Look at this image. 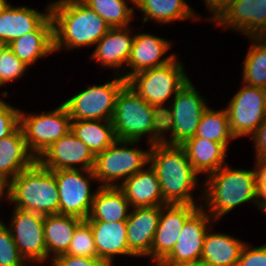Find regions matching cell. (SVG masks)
I'll list each match as a JSON object with an SVG mask.
<instances>
[{
	"mask_svg": "<svg viewBox=\"0 0 266 266\" xmlns=\"http://www.w3.org/2000/svg\"><path fill=\"white\" fill-rule=\"evenodd\" d=\"M54 52L96 44L110 29L109 24L84 2L59 0L50 5ZM56 24V25H55Z\"/></svg>",
	"mask_w": 266,
	"mask_h": 266,
	"instance_id": "cell-1",
	"label": "cell"
},
{
	"mask_svg": "<svg viewBox=\"0 0 266 266\" xmlns=\"http://www.w3.org/2000/svg\"><path fill=\"white\" fill-rule=\"evenodd\" d=\"M149 164L156 171L166 204L196 205L190 192L197 186L193 169L181 145L164 142L150 145Z\"/></svg>",
	"mask_w": 266,
	"mask_h": 266,
	"instance_id": "cell-2",
	"label": "cell"
},
{
	"mask_svg": "<svg viewBox=\"0 0 266 266\" xmlns=\"http://www.w3.org/2000/svg\"><path fill=\"white\" fill-rule=\"evenodd\" d=\"M111 121L119 140L139 141L147 133H150L151 145L164 139L162 112L140 97L128 84L118 94Z\"/></svg>",
	"mask_w": 266,
	"mask_h": 266,
	"instance_id": "cell-3",
	"label": "cell"
},
{
	"mask_svg": "<svg viewBox=\"0 0 266 266\" xmlns=\"http://www.w3.org/2000/svg\"><path fill=\"white\" fill-rule=\"evenodd\" d=\"M207 177L203 197L213 219L245 202L252 201L258 206L256 170L231 169L225 164Z\"/></svg>",
	"mask_w": 266,
	"mask_h": 266,
	"instance_id": "cell-4",
	"label": "cell"
},
{
	"mask_svg": "<svg viewBox=\"0 0 266 266\" xmlns=\"http://www.w3.org/2000/svg\"><path fill=\"white\" fill-rule=\"evenodd\" d=\"M10 202L15 208L46 216L59 214V194L55 171L37 161L10 181Z\"/></svg>",
	"mask_w": 266,
	"mask_h": 266,
	"instance_id": "cell-5",
	"label": "cell"
},
{
	"mask_svg": "<svg viewBox=\"0 0 266 266\" xmlns=\"http://www.w3.org/2000/svg\"><path fill=\"white\" fill-rule=\"evenodd\" d=\"M208 107L204 98L195 90L189 80L174 96L172 107L165 108L163 132H171V138L162 142L170 145H182L194 137L201 117Z\"/></svg>",
	"mask_w": 266,
	"mask_h": 266,
	"instance_id": "cell-6",
	"label": "cell"
},
{
	"mask_svg": "<svg viewBox=\"0 0 266 266\" xmlns=\"http://www.w3.org/2000/svg\"><path fill=\"white\" fill-rule=\"evenodd\" d=\"M189 81L183 65L176 58L170 63L146 69L130 76L126 82L140 97L161 112L164 102L174 95Z\"/></svg>",
	"mask_w": 266,
	"mask_h": 266,
	"instance_id": "cell-7",
	"label": "cell"
},
{
	"mask_svg": "<svg viewBox=\"0 0 266 266\" xmlns=\"http://www.w3.org/2000/svg\"><path fill=\"white\" fill-rule=\"evenodd\" d=\"M138 142L117 139L105 151L95 156L93 172L96 180L102 182L100 187H119L113 183L115 180L122 177L124 182L149 163L148 151L127 147V144L133 146ZM123 144L125 146L122 147Z\"/></svg>",
	"mask_w": 266,
	"mask_h": 266,
	"instance_id": "cell-8",
	"label": "cell"
},
{
	"mask_svg": "<svg viewBox=\"0 0 266 266\" xmlns=\"http://www.w3.org/2000/svg\"><path fill=\"white\" fill-rule=\"evenodd\" d=\"M20 128L36 159L54 142L71 131V118L62 103L52 112L26 115L20 111Z\"/></svg>",
	"mask_w": 266,
	"mask_h": 266,
	"instance_id": "cell-9",
	"label": "cell"
},
{
	"mask_svg": "<svg viewBox=\"0 0 266 266\" xmlns=\"http://www.w3.org/2000/svg\"><path fill=\"white\" fill-rule=\"evenodd\" d=\"M127 84L123 76L103 85H94L81 91L63 104L71 121L107 120L113 118L116 100L120 90Z\"/></svg>",
	"mask_w": 266,
	"mask_h": 266,
	"instance_id": "cell-10",
	"label": "cell"
},
{
	"mask_svg": "<svg viewBox=\"0 0 266 266\" xmlns=\"http://www.w3.org/2000/svg\"><path fill=\"white\" fill-rule=\"evenodd\" d=\"M79 169L55 170V178L59 194V214L70 215L86 220L90 214L95 197L90 193V179H96L93 170Z\"/></svg>",
	"mask_w": 266,
	"mask_h": 266,
	"instance_id": "cell-11",
	"label": "cell"
},
{
	"mask_svg": "<svg viewBox=\"0 0 266 266\" xmlns=\"http://www.w3.org/2000/svg\"><path fill=\"white\" fill-rule=\"evenodd\" d=\"M233 136H253L266 117L262 89L244 85L226 107Z\"/></svg>",
	"mask_w": 266,
	"mask_h": 266,
	"instance_id": "cell-12",
	"label": "cell"
},
{
	"mask_svg": "<svg viewBox=\"0 0 266 266\" xmlns=\"http://www.w3.org/2000/svg\"><path fill=\"white\" fill-rule=\"evenodd\" d=\"M10 229L20 255L36 263L47 258L44 237V216L36 212L15 208Z\"/></svg>",
	"mask_w": 266,
	"mask_h": 266,
	"instance_id": "cell-13",
	"label": "cell"
},
{
	"mask_svg": "<svg viewBox=\"0 0 266 266\" xmlns=\"http://www.w3.org/2000/svg\"><path fill=\"white\" fill-rule=\"evenodd\" d=\"M199 207L184 223L177 243L157 266H173L183 262L201 260L210 214Z\"/></svg>",
	"mask_w": 266,
	"mask_h": 266,
	"instance_id": "cell-14",
	"label": "cell"
},
{
	"mask_svg": "<svg viewBox=\"0 0 266 266\" xmlns=\"http://www.w3.org/2000/svg\"><path fill=\"white\" fill-rule=\"evenodd\" d=\"M37 162L51 171L82 169L93 170L95 156L72 131L52 143L38 158ZM74 164H82L76 168Z\"/></svg>",
	"mask_w": 266,
	"mask_h": 266,
	"instance_id": "cell-15",
	"label": "cell"
},
{
	"mask_svg": "<svg viewBox=\"0 0 266 266\" xmlns=\"http://www.w3.org/2000/svg\"><path fill=\"white\" fill-rule=\"evenodd\" d=\"M197 205L166 204L161 215L151 248V257L158 265L174 248L185 221L198 209Z\"/></svg>",
	"mask_w": 266,
	"mask_h": 266,
	"instance_id": "cell-16",
	"label": "cell"
},
{
	"mask_svg": "<svg viewBox=\"0 0 266 266\" xmlns=\"http://www.w3.org/2000/svg\"><path fill=\"white\" fill-rule=\"evenodd\" d=\"M248 37L266 36V0H236L215 20Z\"/></svg>",
	"mask_w": 266,
	"mask_h": 266,
	"instance_id": "cell-17",
	"label": "cell"
},
{
	"mask_svg": "<svg viewBox=\"0 0 266 266\" xmlns=\"http://www.w3.org/2000/svg\"><path fill=\"white\" fill-rule=\"evenodd\" d=\"M126 220L127 243L135 256H151L161 206L133 208Z\"/></svg>",
	"mask_w": 266,
	"mask_h": 266,
	"instance_id": "cell-18",
	"label": "cell"
},
{
	"mask_svg": "<svg viewBox=\"0 0 266 266\" xmlns=\"http://www.w3.org/2000/svg\"><path fill=\"white\" fill-rule=\"evenodd\" d=\"M170 42L163 38L140 33L134 35L131 54L127 62V66L132 67V72L124 73V79L150 68L164 66L173 61L176 56L174 54L160 59L170 48Z\"/></svg>",
	"mask_w": 266,
	"mask_h": 266,
	"instance_id": "cell-19",
	"label": "cell"
},
{
	"mask_svg": "<svg viewBox=\"0 0 266 266\" xmlns=\"http://www.w3.org/2000/svg\"><path fill=\"white\" fill-rule=\"evenodd\" d=\"M94 237L98 259L112 266L114 255L135 256L128 247L126 221H87Z\"/></svg>",
	"mask_w": 266,
	"mask_h": 266,
	"instance_id": "cell-20",
	"label": "cell"
},
{
	"mask_svg": "<svg viewBox=\"0 0 266 266\" xmlns=\"http://www.w3.org/2000/svg\"><path fill=\"white\" fill-rule=\"evenodd\" d=\"M132 208L166 205L156 171L150 165L142 169L119 185ZM133 205V206H132Z\"/></svg>",
	"mask_w": 266,
	"mask_h": 266,
	"instance_id": "cell-21",
	"label": "cell"
},
{
	"mask_svg": "<svg viewBox=\"0 0 266 266\" xmlns=\"http://www.w3.org/2000/svg\"><path fill=\"white\" fill-rule=\"evenodd\" d=\"M8 46L27 66L53 53V22L49 15L33 32L16 38Z\"/></svg>",
	"mask_w": 266,
	"mask_h": 266,
	"instance_id": "cell-22",
	"label": "cell"
},
{
	"mask_svg": "<svg viewBox=\"0 0 266 266\" xmlns=\"http://www.w3.org/2000/svg\"><path fill=\"white\" fill-rule=\"evenodd\" d=\"M47 8L46 13H40L26 6L8 5L0 14V43L8 45L16 38L33 32L50 15V5Z\"/></svg>",
	"mask_w": 266,
	"mask_h": 266,
	"instance_id": "cell-23",
	"label": "cell"
},
{
	"mask_svg": "<svg viewBox=\"0 0 266 266\" xmlns=\"http://www.w3.org/2000/svg\"><path fill=\"white\" fill-rule=\"evenodd\" d=\"M128 27L111 28L97 43L92 58L101 65L115 69L129 60L134 36L130 37Z\"/></svg>",
	"mask_w": 266,
	"mask_h": 266,
	"instance_id": "cell-24",
	"label": "cell"
},
{
	"mask_svg": "<svg viewBox=\"0 0 266 266\" xmlns=\"http://www.w3.org/2000/svg\"><path fill=\"white\" fill-rule=\"evenodd\" d=\"M36 161L26 145L20 126L11 135L0 139V174L10 181Z\"/></svg>",
	"mask_w": 266,
	"mask_h": 266,
	"instance_id": "cell-25",
	"label": "cell"
},
{
	"mask_svg": "<svg viewBox=\"0 0 266 266\" xmlns=\"http://www.w3.org/2000/svg\"><path fill=\"white\" fill-rule=\"evenodd\" d=\"M181 146L198 174L206 172L208 176L225 165L228 149L222 143L194 136L187 139Z\"/></svg>",
	"mask_w": 266,
	"mask_h": 266,
	"instance_id": "cell-26",
	"label": "cell"
},
{
	"mask_svg": "<svg viewBox=\"0 0 266 266\" xmlns=\"http://www.w3.org/2000/svg\"><path fill=\"white\" fill-rule=\"evenodd\" d=\"M129 207V201L119 187H98L86 221H126Z\"/></svg>",
	"mask_w": 266,
	"mask_h": 266,
	"instance_id": "cell-27",
	"label": "cell"
},
{
	"mask_svg": "<svg viewBox=\"0 0 266 266\" xmlns=\"http://www.w3.org/2000/svg\"><path fill=\"white\" fill-rule=\"evenodd\" d=\"M83 219L61 214L44 216V237L47 248V257L64 254L70 245L76 227Z\"/></svg>",
	"mask_w": 266,
	"mask_h": 266,
	"instance_id": "cell-28",
	"label": "cell"
},
{
	"mask_svg": "<svg viewBox=\"0 0 266 266\" xmlns=\"http://www.w3.org/2000/svg\"><path fill=\"white\" fill-rule=\"evenodd\" d=\"M244 244L226 234L206 233L201 260L208 266H237Z\"/></svg>",
	"mask_w": 266,
	"mask_h": 266,
	"instance_id": "cell-29",
	"label": "cell"
},
{
	"mask_svg": "<svg viewBox=\"0 0 266 266\" xmlns=\"http://www.w3.org/2000/svg\"><path fill=\"white\" fill-rule=\"evenodd\" d=\"M71 131L94 156L105 151L117 140L112 121L107 120L71 121Z\"/></svg>",
	"mask_w": 266,
	"mask_h": 266,
	"instance_id": "cell-30",
	"label": "cell"
},
{
	"mask_svg": "<svg viewBox=\"0 0 266 266\" xmlns=\"http://www.w3.org/2000/svg\"><path fill=\"white\" fill-rule=\"evenodd\" d=\"M135 6L144 12L143 23L150 18L165 24L195 16L184 0H135Z\"/></svg>",
	"mask_w": 266,
	"mask_h": 266,
	"instance_id": "cell-31",
	"label": "cell"
},
{
	"mask_svg": "<svg viewBox=\"0 0 266 266\" xmlns=\"http://www.w3.org/2000/svg\"><path fill=\"white\" fill-rule=\"evenodd\" d=\"M255 41L246 55L243 66V83L262 88L266 85V36L249 37Z\"/></svg>",
	"mask_w": 266,
	"mask_h": 266,
	"instance_id": "cell-32",
	"label": "cell"
},
{
	"mask_svg": "<svg viewBox=\"0 0 266 266\" xmlns=\"http://www.w3.org/2000/svg\"><path fill=\"white\" fill-rule=\"evenodd\" d=\"M195 136L222 143L227 148L228 142L235 137L230 131L226 109L215 111L207 108L201 117Z\"/></svg>",
	"mask_w": 266,
	"mask_h": 266,
	"instance_id": "cell-33",
	"label": "cell"
},
{
	"mask_svg": "<svg viewBox=\"0 0 266 266\" xmlns=\"http://www.w3.org/2000/svg\"><path fill=\"white\" fill-rule=\"evenodd\" d=\"M135 4V0H131ZM99 14L111 28L127 27L133 18V8L128 7L125 0H86L84 2Z\"/></svg>",
	"mask_w": 266,
	"mask_h": 266,
	"instance_id": "cell-34",
	"label": "cell"
},
{
	"mask_svg": "<svg viewBox=\"0 0 266 266\" xmlns=\"http://www.w3.org/2000/svg\"><path fill=\"white\" fill-rule=\"evenodd\" d=\"M70 256L98 258L90 224L83 220L75 229L68 250L64 253Z\"/></svg>",
	"mask_w": 266,
	"mask_h": 266,
	"instance_id": "cell-35",
	"label": "cell"
},
{
	"mask_svg": "<svg viewBox=\"0 0 266 266\" xmlns=\"http://www.w3.org/2000/svg\"><path fill=\"white\" fill-rule=\"evenodd\" d=\"M27 65L21 61L8 45L0 47V81L3 85L6 82L15 80L24 73Z\"/></svg>",
	"mask_w": 266,
	"mask_h": 266,
	"instance_id": "cell-36",
	"label": "cell"
},
{
	"mask_svg": "<svg viewBox=\"0 0 266 266\" xmlns=\"http://www.w3.org/2000/svg\"><path fill=\"white\" fill-rule=\"evenodd\" d=\"M12 238L10 229L0 221V266H26Z\"/></svg>",
	"mask_w": 266,
	"mask_h": 266,
	"instance_id": "cell-37",
	"label": "cell"
},
{
	"mask_svg": "<svg viewBox=\"0 0 266 266\" xmlns=\"http://www.w3.org/2000/svg\"><path fill=\"white\" fill-rule=\"evenodd\" d=\"M20 126V110L0 99V139L11 135Z\"/></svg>",
	"mask_w": 266,
	"mask_h": 266,
	"instance_id": "cell-38",
	"label": "cell"
},
{
	"mask_svg": "<svg viewBox=\"0 0 266 266\" xmlns=\"http://www.w3.org/2000/svg\"><path fill=\"white\" fill-rule=\"evenodd\" d=\"M237 266H266V244L255 248H248L245 243Z\"/></svg>",
	"mask_w": 266,
	"mask_h": 266,
	"instance_id": "cell-39",
	"label": "cell"
},
{
	"mask_svg": "<svg viewBox=\"0 0 266 266\" xmlns=\"http://www.w3.org/2000/svg\"><path fill=\"white\" fill-rule=\"evenodd\" d=\"M52 266H109L98 258H87L81 256H70L61 254L52 258Z\"/></svg>",
	"mask_w": 266,
	"mask_h": 266,
	"instance_id": "cell-40",
	"label": "cell"
},
{
	"mask_svg": "<svg viewBox=\"0 0 266 266\" xmlns=\"http://www.w3.org/2000/svg\"><path fill=\"white\" fill-rule=\"evenodd\" d=\"M257 198L259 209L266 212V161H257Z\"/></svg>",
	"mask_w": 266,
	"mask_h": 266,
	"instance_id": "cell-41",
	"label": "cell"
},
{
	"mask_svg": "<svg viewBox=\"0 0 266 266\" xmlns=\"http://www.w3.org/2000/svg\"><path fill=\"white\" fill-rule=\"evenodd\" d=\"M256 149V161H266V117L252 136Z\"/></svg>",
	"mask_w": 266,
	"mask_h": 266,
	"instance_id": "cell-42",
	"label": "cell"
},
{
	"mask_svg": "<svg viewBox=\"0 0 266 266\" xmlns=\"http://www.w3.org/2000/svg\"><path fill=\"white\" fill-rule=\"evenodd\" d=\"M207 5V9L214 14V17L211 18V21H215L225 9L236 0H204Z\"/></svg>",
	"mask_w": 266,
	"mask_h": 266,
	"instance_id": "cell-43",
	"label": "cell"
},
{
	"mask_svg": "<svg viewBox=\"0 0 266 266\" xmlns=\"http://www.w3.org/2000/svg\"><path fill=\"white\" fill-rule=\"evenodd\" d=\"M4 190L6 191V198L10 199V180L4 175L0 174V199H1V196H3L4 194L3 193Z\"/></svg>",
	"mask_w": 266,
	"mask_h": 266,
	"instance_id": "cell-44",
	"label": "cell"
},
{
	"mask_svg": "<svg viewBox=\"0 0 266 266\" xmlns=\"http://www.w3.org/2000/svg\"><path fill=\"white\" fill-rule=\"evenodd\" d=\"M173 266H208V265L202 260H197V261L183 262Z\"/></svg>",
	"mask_w": 266,
	"mask_h": 266,
	"instance_id": "cell-45",
	"label": "cell"
},
{
	"mask_svg": "<svg viewBox=\"0 0 266 266\" xmlns=\"http://www.w3.org/2000/svg\"><path fill=\"white\" fill-rule=\"evenodd\" d=\"M9 5L6 0H0V14L5 10V8Z\"/></svg>",
	"mask_w": 266,
	"mask_h": 266,
	"instance_id": "cell-46",
	"label": "cell"
},
{
	"mask_svg": "<svg viewBox=\"0 0 266 266\" xmlns=\"http://www.w3.org/2000/svg\"><path fill=\"white\" fill-rule=\"evenodd\" d=\"M261 89H262L263 96H264V99H265V104H266V85L264 87H262Z\"/></svg>",
	"mask_w": 266,
	"mask_h": 266,
	"instance_id": "cell-47",
	"label": "cell"
},
{
	"mask_svg": "<svg viewBox=\"0 0 266 266\" xmlns=\"http://www.w3.org/2000/svg\"><path fill=\"white\" fill-rule=\"evenodd\" d=\"M73 1H80V2H85L86 0H73Z\"/></svg>",
	"mask_w": 266,
	"mask_h": 266,
	"instance_id": "cell-48",
	"label": "cell"
}]
</instances>
